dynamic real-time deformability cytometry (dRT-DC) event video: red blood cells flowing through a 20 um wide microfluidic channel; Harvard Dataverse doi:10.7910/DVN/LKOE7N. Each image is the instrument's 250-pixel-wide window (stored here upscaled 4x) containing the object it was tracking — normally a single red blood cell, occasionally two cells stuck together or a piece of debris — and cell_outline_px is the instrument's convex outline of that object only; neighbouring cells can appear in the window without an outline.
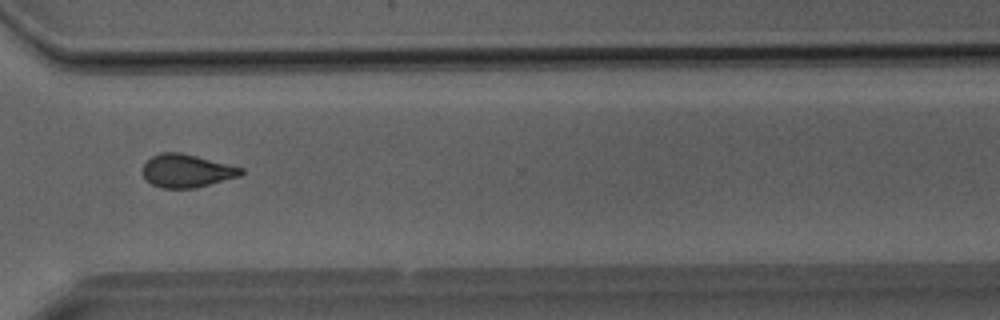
{"species": "Egyptian fruit bat (a non-hibernating species)", "species_latin": "Rousettus aegyptiacus", "temperature_condition": "room temperature", "stored_images_in_passage": 36, "camera_frame_rate_fps": 3000, "um_per_image_px": 0.085, "animal": {"sex": "male"}, "frame": {"image": 1, "passage_image": 30, "time_ms": 9.667, "image_size_px": [1000, 320], "cell_outline_px": [[244, 172], [240, 176], [196, 188], [160, 188], [152, 184], [144, 176], [144, 164], [152, 156], [160, 152], [180, 152], [244, 168]], "centroid_in_image_um": [15.89, 14.52], "position_along_channel_um": 354.7, "area_um2": 18.84}}
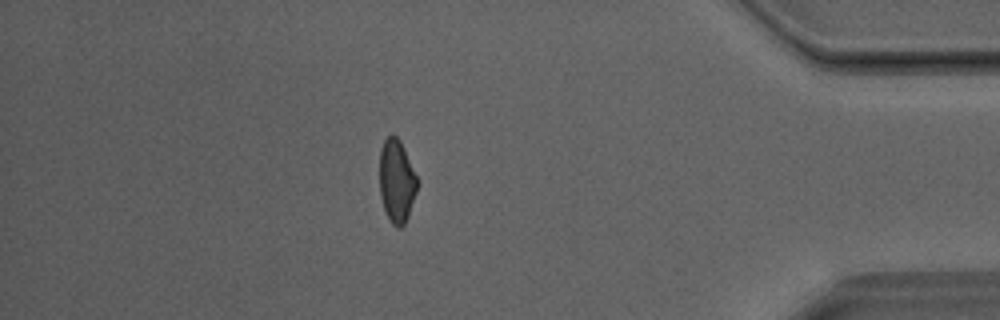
{"frame": {"image": 2, "passage_image": 35, "time_ms": 11.333, "image_size_px": [1000, 320], "cell_outline_px": [[416, 192], [408, 216], [404, 224], [400, 228], [396, 228], [388, 220], [380, 196], [380, 148], [384, 140], [392, 132], [400, 140], [416, 176]], "centroid_in_image_um": [33.68, 15.39], "position_along_channel_um": 401.5, "area_um2": 18.09}}